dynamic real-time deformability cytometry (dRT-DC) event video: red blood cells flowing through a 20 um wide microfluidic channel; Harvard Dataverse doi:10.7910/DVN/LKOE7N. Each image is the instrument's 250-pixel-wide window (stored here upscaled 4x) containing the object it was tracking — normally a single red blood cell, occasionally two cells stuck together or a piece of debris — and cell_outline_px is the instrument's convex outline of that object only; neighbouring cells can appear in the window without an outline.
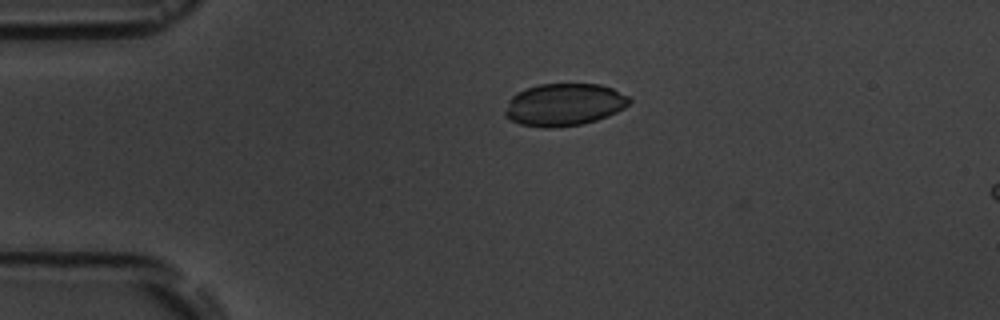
{"species": "common noctule bat (a hibernating species)", "species_latin": "Nyctalus noctula", "temperature_condition": "room temperature", "stored_images_in_passage": 6, "segment_of_instrument_passage": [2, 2], "camera_frame_rate_fps": 3000, "um_per_image_px": 0.085, "animal": {"sex": "male", "body_mass_g": 19.5, "forearm_length_mm": 54.6}, "frame": {"image": 1, "passage_image": 6, "time_ms": 6.667, "image_size_px": [1000, 320], "cell_outline_px": [[632, 100], [624, 108], [608, 116], [596, 120], [580, 124], [556, 128], [544, 128], [520, 124], [504, 116], [504, 112], [508, 100], [516, 92], [524, 88], [540, 84], [600, 84], [612, 88], [628, 96]], "centroid_in_image_um": [47.92, 8.89], "position_along_channel_um": 37.1, "area_um2": 30.87}}